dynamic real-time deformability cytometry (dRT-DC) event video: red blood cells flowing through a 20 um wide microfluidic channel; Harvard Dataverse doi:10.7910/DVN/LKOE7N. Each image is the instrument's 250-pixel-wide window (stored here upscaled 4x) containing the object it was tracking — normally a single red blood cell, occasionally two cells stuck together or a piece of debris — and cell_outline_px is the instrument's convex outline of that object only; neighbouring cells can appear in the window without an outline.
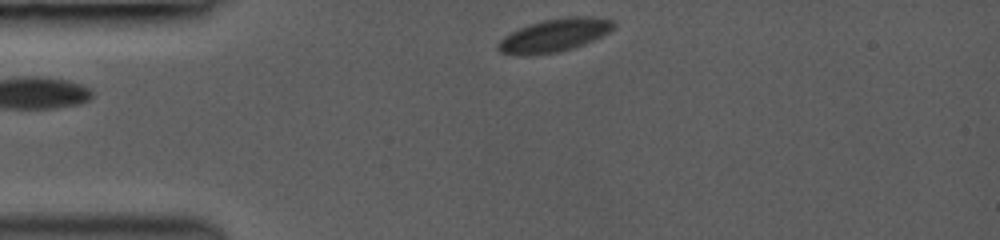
{"species": "common noctule bat (a hibernating species)", "species_latin": "Nyctalus noctula", "temperature_condition": "room temperature", "stored_images_in_passage": 8, "segment_of_instrument_passage": [2, 2], "camera_frame_rate_fps": 3000, "um_per_image_px": 0.085, "animal": {"sex": "female", "body_mass_g": 19.0, "forearm_length_mm": 53.3}, "frame": {"image": 1, "passage_image": 8, "time_ms": 2.0, "image_size_px": [1000, 240], "cell_outline_px": [[616, 24], [608, 32], [584, 44], [572, 48], [556, 52], [528, 56], [516, 56], [500, 52], [496, 48], [496, 44], [504, 36], [528, 24], [544, 20], [568, 16], [588, 16], [612, 20]], "centroid_in_image_um": [47.06, 3.01], "position_along_channel_um": 37.9, "area_um2": 22.2}}